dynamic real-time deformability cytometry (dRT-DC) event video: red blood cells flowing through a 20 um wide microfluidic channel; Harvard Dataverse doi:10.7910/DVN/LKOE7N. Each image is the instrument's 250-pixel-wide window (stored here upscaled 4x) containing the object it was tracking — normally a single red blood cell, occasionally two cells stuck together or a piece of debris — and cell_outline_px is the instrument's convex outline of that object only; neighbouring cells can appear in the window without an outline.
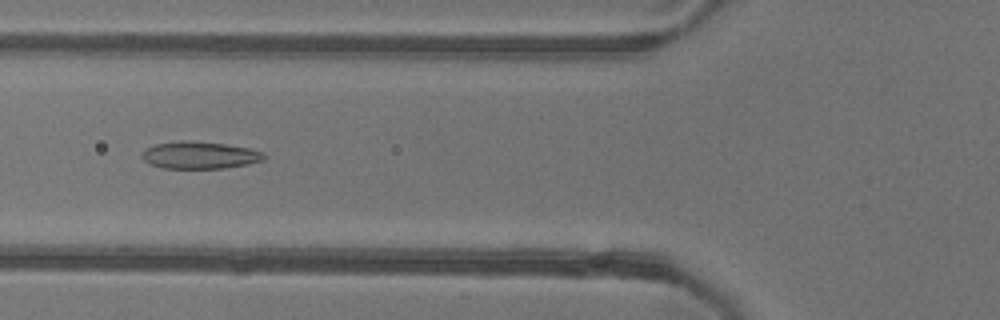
{"species": "common noctule bat (a hibernating species)", "species_latin": "Nyctalus noctula", "temperature_condition": "warm", "stored_images_in_passage": 52, "camera_frame_rate_fps": 3000, "um_per_image_px": 0.085, "animal": {"sex": "female"}, "frame": {"image": 1, "passage_image": 19, "time_ms": 6.0, "image_size_px": [1000, 320], "cell_outline_px": [[264, 160], [248, 164], [224, 168], [164, 168], [148, 164], [140, 156], [140, 152], [144, 148], [156, 144], [180, 140], [188, 140], [224, 144], [248, 148], [260, 152], [264, 156]], "centroid_in_image_um": [16.88, 13.19], "position_along_channel_um": 108.9, "area_um2": 19.36}}
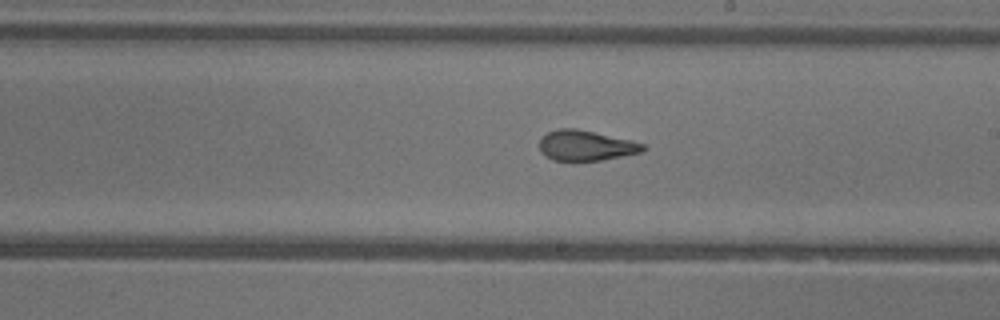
{"frame": {"image": 2, "passage_image": 29, "time_ms": 9.333, "image_size_px": [1000, 320], "cell_outline_px": [[648, 148], [640, 152], [600, 160], [552, 160], [540, 148], [540, 136], [548, 132], [560, 128], [576, 128], [632, 140], [644, 144]], "centroid_in_image_um": [49.81, 12.35], "position_along_channel_um": 239.2, "area_um2": 18.03}}
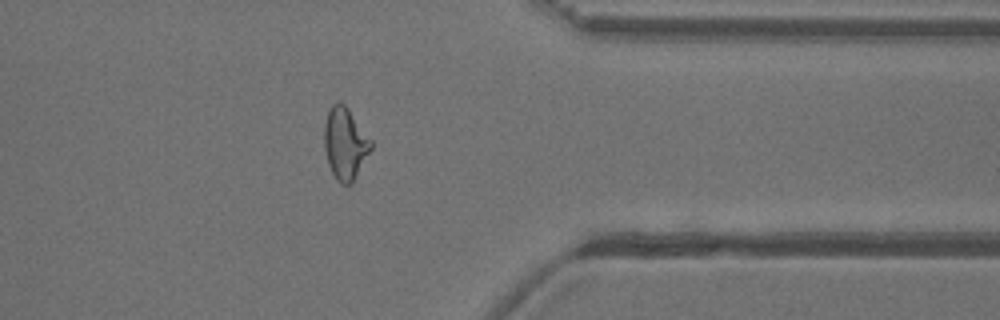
{"frame": {"image": 3, "passage_image": 41, "time_ms": 13.333, "image_size_px": [1000, 320], "cell_outline_px": [[372, 148], [352, 184], [340, 184], [336, 180], [328, 164], [324, 148], [324, 124], [328, 112], [332, 104], [336, 100], [340, 100], [348, 108], [372, 140]], "centroid_in_image_um": [29.33, 12.19], "position_along_channel_um": 382.1, "area_um2": 19.77}, "authors_computed_cell_mechanics": {"area_um2": 19.8832, "velocity_mm_per_s": 3.9073, "shape_relaxation_time_tau1_ms": 6.4222, "shape_relaxation_time_tau2_ms": 1.3943, "deformation_change_tau1": 0.1855, "deformation_change_tau2": 0.0757}}